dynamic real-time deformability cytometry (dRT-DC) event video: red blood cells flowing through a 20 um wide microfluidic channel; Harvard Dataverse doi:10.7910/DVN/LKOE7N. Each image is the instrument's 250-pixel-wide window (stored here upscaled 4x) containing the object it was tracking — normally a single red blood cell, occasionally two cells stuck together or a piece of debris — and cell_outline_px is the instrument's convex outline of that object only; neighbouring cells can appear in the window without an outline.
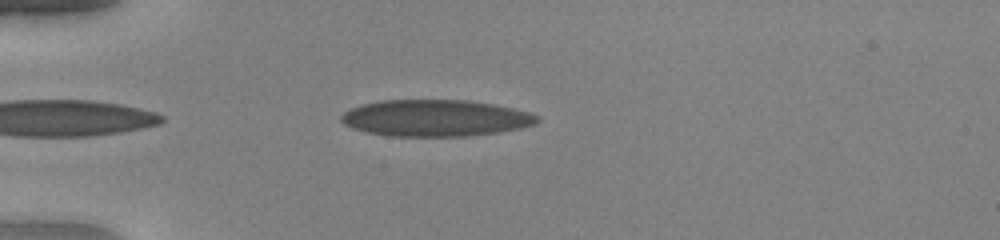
{"species": "human", "species_latin": "Homo sapiens", "temperature_condition": "warm", "stored_images_in_passage": 39, "camera_frame_rate_fps": 3000, "um_per_image_px": 0.085, "donor": {"sex": "female"}, "frame": {"image": 1, "passage_image": 3, "time_ms": 0.667, "image_size_px": [1000, 240], "cell_outline_px": [[540, 120], [536, 124], [520, 128], [496, 132], [468, 136], [388, 136], [368, 132], [352, 128], [344, 124], [340, 120], [340, 116], [344, 112], [360, 104], [380, 100], [468, 100], [492, 104], [512, 108], [528, 112], [540, 116]], "centroid_in_image_um": [37.0, 10.03], "position_along_channel_um": 48.0, "area_um2": 41.85}}
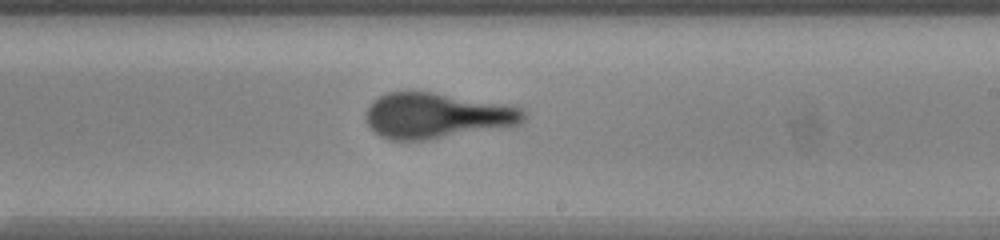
{"frame": {"image": 2, "passage_image": 20, "time_ms": 6.333, "image_size_px": [1000, 240], "cell_outline_px": [[528, 116], [520, 124], [428, 140], [388, 140], [372, 132], [364, 120], [364, 112], [368, 104], [372, 100], [388, 92], [408, 88], [504, 104], [524, 108], [528, 112]], "centroid_in_image_um": [37.03, 9.81], "position_along_channel_um": 252.0, "area_um2": 42.89}}
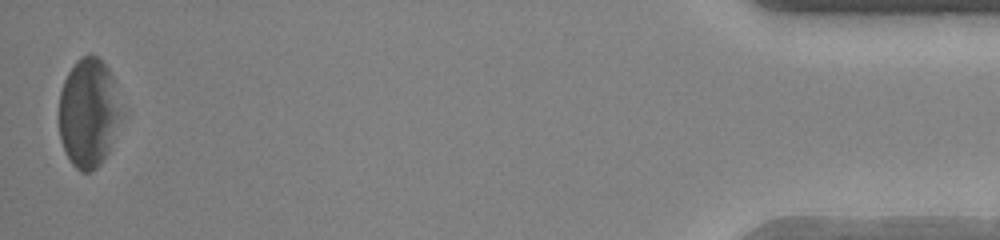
{"frame": {"image": 3, "passage_image": 39, "time_ms": 12.667, "image_size_px": [1000, 240], "cell_outline_px": [[120, 116], [108, 152], [100, 164], [96, 168], [88, 172], [80, 172], [72, 164], [60, 140], [60, 92], [64, 80], [68, 72], [76, 60], [84, 56], [96, 56], [108, 68], [112, 76], [120, 112]], "centroid_in_image_um": [7.49, 9.6], "position_along_channel_um": 427.7, "area_um2": 38.61}, "authors_computed_cell_mechanics": {"area_um2": 42.0206, "velocity_mm_per_s": 4.0365, "shape_relaxation_time_tau1_ms": 5.9711, "shape_relaxation_time_tau2_ms": 0.6587, "deformation_change_tau1": 0.2264, "deformation_change_tau2": 0.0877}}